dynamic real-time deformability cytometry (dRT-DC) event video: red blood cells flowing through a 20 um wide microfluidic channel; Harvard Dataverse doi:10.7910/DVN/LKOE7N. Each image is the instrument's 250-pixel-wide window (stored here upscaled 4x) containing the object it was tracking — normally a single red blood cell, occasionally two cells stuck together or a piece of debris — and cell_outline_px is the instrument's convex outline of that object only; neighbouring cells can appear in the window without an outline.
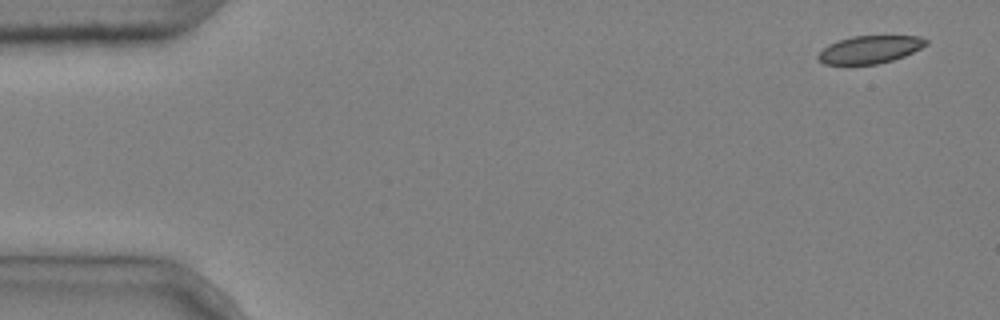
{"species": "common noctule bat (a hibernating species)", "species_latin": "Nyctalus noctula", "temperature_condition": "cold", "stored_images_in_passage": 5, "camera_frame_rate_fps": 3000, "um_per_image_px": 0.085, "animal": {"sex": "male", "body_mass_g": 20.4}, "frame": {"image": 1, "passage_image": 1, "time_ms": 0.0, "image_size_px": [1000, 320], "cell_outline_px": [[928, 44], [904, 56], [892, 60], [876, 64], [824, 64], [816, 56], [828, 44], [852, 36], [920, 36], [928, 40]], "centroid_in_image_um": [73.95, 4.2], "position_along_channel_um": 11.1, "area_um2": 17.22}}
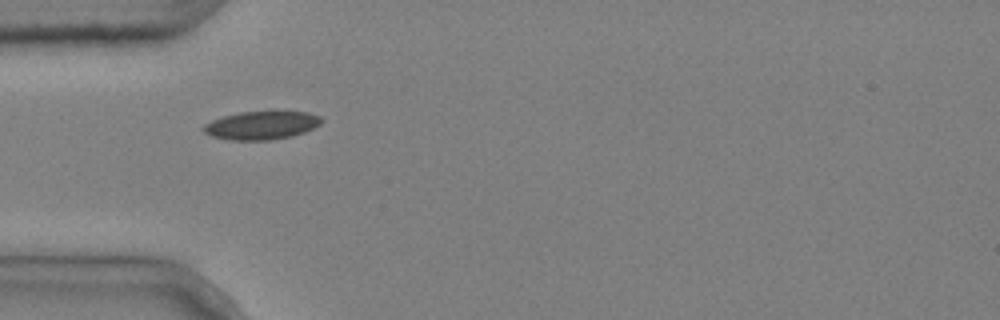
{"frame": {"image": 2, "passage_image": 4, "time_ms": 1.0, "image_size_px": [1000, 320], "cell_outline_px": [[324, 120], [320, 124], [304, 132], [292, 136], [268, 140], [232, 140], [212, 136], [204, 132], [200, 128], [204, 124], [212, 120], [224, 116], [240, 112], [272, 108], [308, 112], [320, 116]], "centroid_in_image_um": [22.26, 10.59], "position_along_channel_um": 62.7, "area_um2": 20.29}}